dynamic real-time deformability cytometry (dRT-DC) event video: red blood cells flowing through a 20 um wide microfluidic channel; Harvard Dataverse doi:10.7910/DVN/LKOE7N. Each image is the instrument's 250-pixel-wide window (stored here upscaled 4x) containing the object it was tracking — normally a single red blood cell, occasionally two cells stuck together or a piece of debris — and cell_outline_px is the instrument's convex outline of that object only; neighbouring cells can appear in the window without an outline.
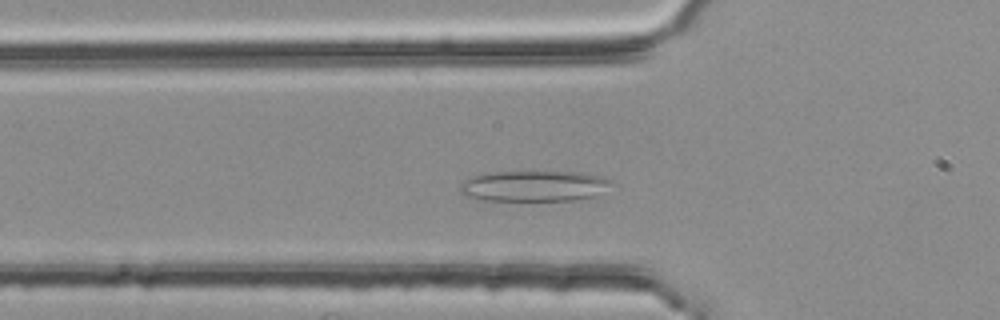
{"species": "common noctule bat (a hibernating species)", "species_latin": "Nyctalus noctula", "temperature_condition": "room temperature", "stored_images_in_passage": 44, "camera_frame_rate_fps": 3000, "um_per_image_px": 0.085, "animal": {"sex": "female", "body_mass_g": 25.1}, "frame": {"image": 1, "passage_image": 12, "time_ms": 3.667, "image_size_px": [1000, 320], "cell_outline_px": [[616, 184], [592, 196], [572, 200], [484, 200], [464, 196], [460, 192], [460, 184], [464, 180], [472, 176], [488, 172], [584, 172], [604, 176], [612, 180]], "centroid_in_image_um": [45.41, 15.8], "position_along_channel_um": 80.4, "area_um2": 27.28}}
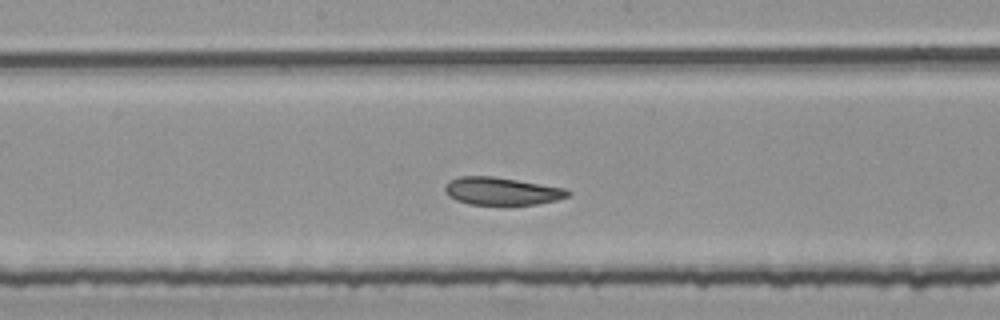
{"frame": {"image": 2, "passage_image": 22, "time_ms": 7.0, "image_size_px": [1000, 320], "cell_outline_px": [[572, 192], [568, 196], [556, 200], [536, 204], [468, 204], [456, 200], [448, 196], [444, 192], [444, 188], [452, 180], [460, 176], [492, 176], [564, 188]], "centroid_in_image_um": [42.63, 16.25], "position_along_channel_um": 205.6, "area_um2": 19.48}}
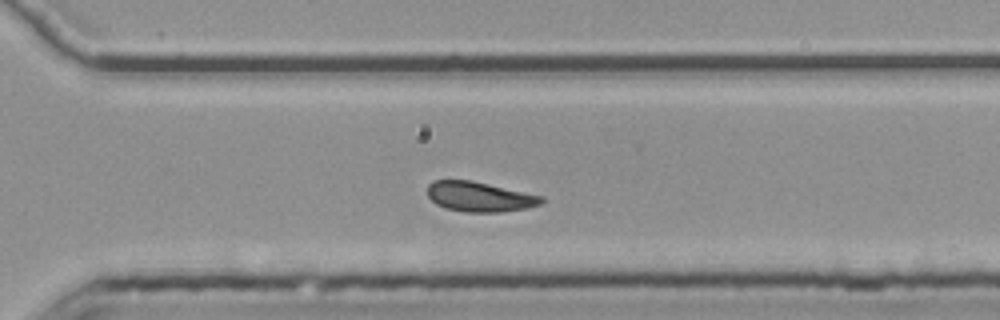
{"frame": {"image": 3, "passage_image": 32, "time_ms": 10.333, "image_size_px": [1000, 320], "cell_outline_px": [[544, 200], [540, 204], [528, 208], [500, 212], [464, 212], [444, 208], [436, 204], [428, 196], [428, 184], [432, 180], [472, 180], [544, 196]], "centroid_in_image_um": [40.76, 16.72], "position_along_channel_um": 329.8, "area_um2": 20.06}, "authors_computed_cell_mechanics": {"area_um2": 20.6057, "velocity_mm_per_s": 3.7475, "shape_relaxation_time_tau1_ms": null, "shape_relaxation_time_tau2_ms": 3.3426, "deformation_change_tau1": null, "deformation_change_tau2": 0.1126}}